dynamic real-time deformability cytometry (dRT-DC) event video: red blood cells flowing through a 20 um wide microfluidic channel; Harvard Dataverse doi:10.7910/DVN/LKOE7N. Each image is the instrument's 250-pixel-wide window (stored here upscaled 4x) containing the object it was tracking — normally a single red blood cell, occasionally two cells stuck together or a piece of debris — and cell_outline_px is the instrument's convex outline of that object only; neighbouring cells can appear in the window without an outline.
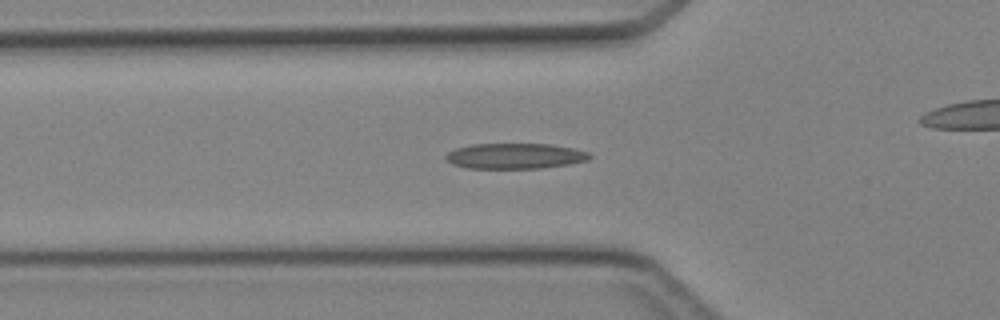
{"species": "Egyptian fruit bat (a non-hibernating species)", "species_latin": "Rousettus aegyptiacus", "temperature_condition": "cold", "stored_images_in_passage": 47, "camera_frame_rate_fps": 3000, "um_per_image_px": 0.085, "animal": {"sex": "female"}, "frame": {"image": 1, "passage_image": 16, "time_ms": 5.0, "image_size_px": [1000, 320], "cell_outline_px": [[592, 156], [588, 160], [572, 164], [540, 168], [468, 168], [452, 164], [444, 156], [448, 152], [456, 148], [472, 144], [548, 144], [572, 148], [588, 152]], "centroid_in_image_um": [43.79, 13.26], "position_along_channel_um": 82.0, "area_um2": 21.33}}
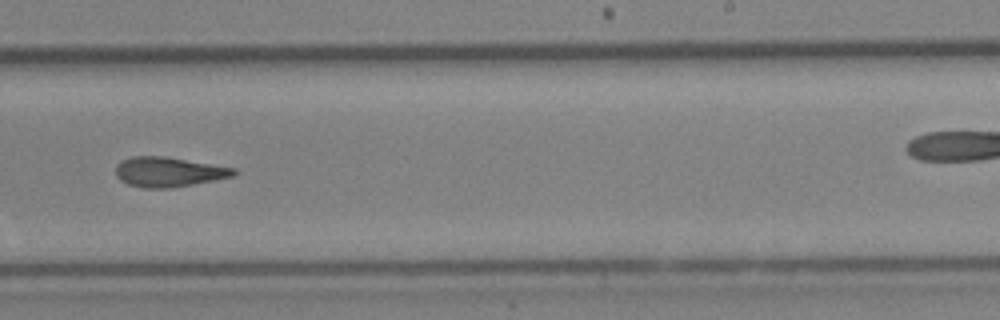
{"frame": {"image": 2, "passage_image": 29, "time_ms": 9.333, "image_size_px": [1000, 320], "cell_outline_px": [[240, 172], [232, 176], [172, 188], [144, 188], [128, 184], [120, 180], [116, 176], [116, 164], [132, 156], [164, 156], [236, 168]], "centroid_in_image_um": [14.33, 14.61], "position_along_channel_um": 274.7, "area_um2": 20.4}}
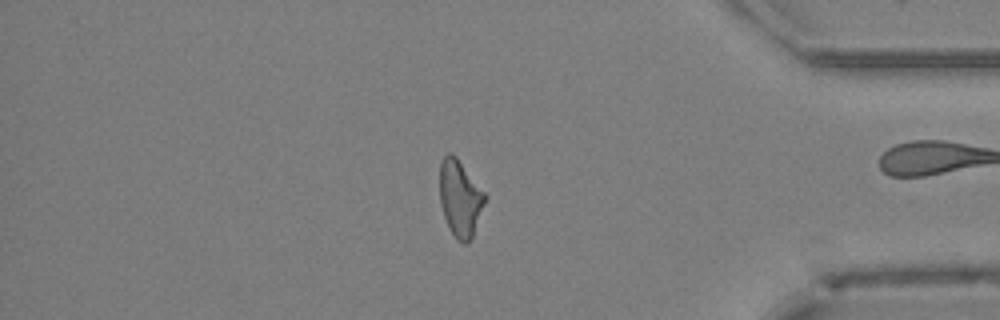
{"frame": {"image": 3, "passage_image": 39, "time_ms": 12.667, "image_size_px": [1000, 320], "cell_outline_px": [[488, 196], [472, 236], [468, 244], [464, 244], [456, 240], [444, 216], [440, 204], [440, 160], [448, 152], [452, 152], [456, 156]], "centroid_in_image_um": [39.11, 16.83], "position_along_channel_um": 396.1, "area_um2": 20.23}}